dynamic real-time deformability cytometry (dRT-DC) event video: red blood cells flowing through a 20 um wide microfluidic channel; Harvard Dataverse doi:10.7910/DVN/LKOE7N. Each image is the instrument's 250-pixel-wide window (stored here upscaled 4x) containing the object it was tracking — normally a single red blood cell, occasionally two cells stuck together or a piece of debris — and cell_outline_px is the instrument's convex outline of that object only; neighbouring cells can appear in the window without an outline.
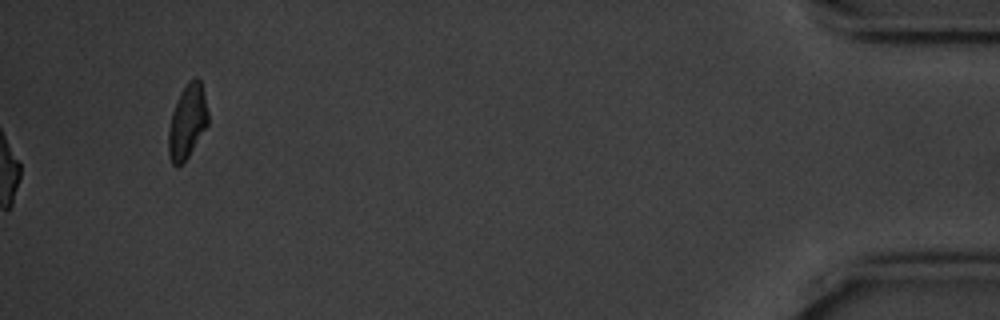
{"species": "common noctule bat (a hibernating species)", "species_latin": "Nyctalus noctula", "temperature_condition": "cold", "stored_images_in_passage": 40, "camera_frame_rate_fps": 3000, "um_per_image_px": 0.085, "animal": {"sex": "male", "body_mass_g": 20.1, "forearm_length_mm": 53.5}, "frame": {"image": 1, "passage_image": 40, "time_ms": 13.0, "image_size_px": [1000, 320], "cell_outline_px": [[208, 124], [188, 156], [180, 164], [172, 164], [168, 152], [168, 132], [172, 112], [184, 88], [196, 76], [200, 80], [208, 112]], "centroid_in_image_um": [15.92, 10.36], "position_along_channel_um": 419.3, "area_um2": 16.42}}